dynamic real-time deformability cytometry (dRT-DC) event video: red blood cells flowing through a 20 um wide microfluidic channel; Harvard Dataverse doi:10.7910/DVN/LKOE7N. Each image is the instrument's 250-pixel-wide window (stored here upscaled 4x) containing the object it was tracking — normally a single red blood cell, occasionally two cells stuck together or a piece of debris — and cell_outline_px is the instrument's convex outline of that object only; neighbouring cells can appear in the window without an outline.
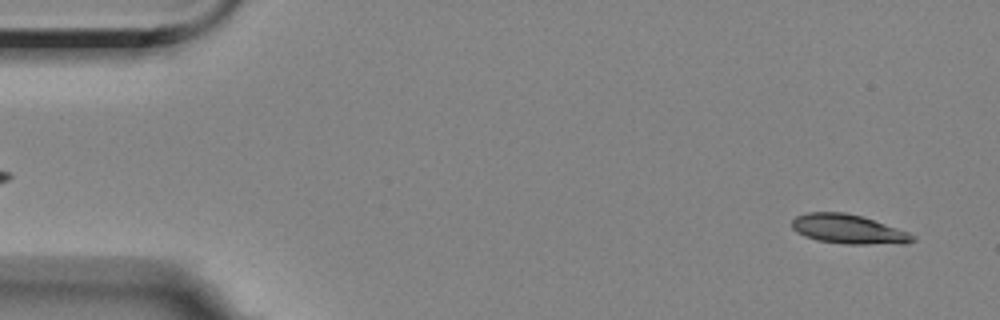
{"species": "Egyptian fruit bat (a non-hibernating species)", "species_latin": "Rousettus aegyptiacus", "temperature_condition": "room temperature", "stored_images_in_passage": 11, "camera_frame_rate_fps": 3000, "um_per_image_px": 0.085, "animal": {"sex": "female"}, "frame": {"image": 1, "passage_image": 2, "time_ms": 0.333, "image_size_px": [1000, 320], "cell_outline_px": [[916, 240], [908, 244], [844, 244], [816, 240], [804, 236], [796, 232], [792, 228], [792, 220], [796, 216], [808, 212], [844, 212], [860, 216], [908, 232], [916, 236]], "centroid_in_image_um": [72.11, 19.5], "position_along_channel_um": 12.9, "area_um2": 20.63}}